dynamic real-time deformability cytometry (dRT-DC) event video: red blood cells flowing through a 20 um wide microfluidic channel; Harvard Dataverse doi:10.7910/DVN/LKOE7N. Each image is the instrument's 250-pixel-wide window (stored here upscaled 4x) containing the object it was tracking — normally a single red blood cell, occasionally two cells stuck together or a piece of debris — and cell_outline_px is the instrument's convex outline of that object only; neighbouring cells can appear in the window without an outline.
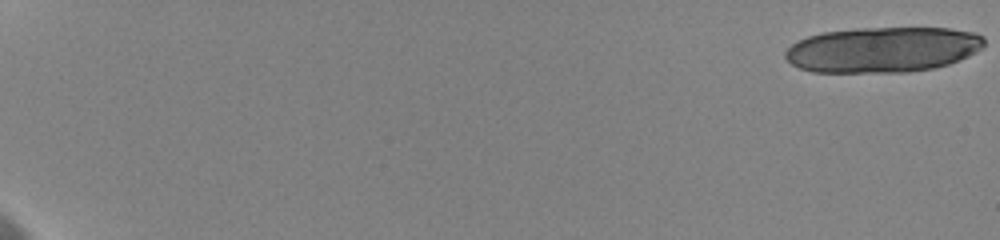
{"species": "human", "species_latin": "Homo sapiens", "temperature_condition": "cold", "stored_images_in_passage": 20, "camera_frame_rate_fps": 3000, "um_per_image_px": 0.085, "donor": {"sex": "female"}, "frame": {"image": 1, "passage_image": 1, "time_ms": 0.0, "image_size_px": [1000, 240], "cell_outline_px": [[984, 44], [976, 52], [968, 56], [948, 64], [932, 68], [908, 72], [812, 72], [800, 68], [792, 64], [784, 56], [784, 52], [792, 44], [808, 36], [824, 32], [856, 28], [948, 28], [976, 32], [984, 36]], "centroid_in_image_um": [75.04, 4.21], "position_along_channel_um": 10.0, "area_um2": 52.71}}